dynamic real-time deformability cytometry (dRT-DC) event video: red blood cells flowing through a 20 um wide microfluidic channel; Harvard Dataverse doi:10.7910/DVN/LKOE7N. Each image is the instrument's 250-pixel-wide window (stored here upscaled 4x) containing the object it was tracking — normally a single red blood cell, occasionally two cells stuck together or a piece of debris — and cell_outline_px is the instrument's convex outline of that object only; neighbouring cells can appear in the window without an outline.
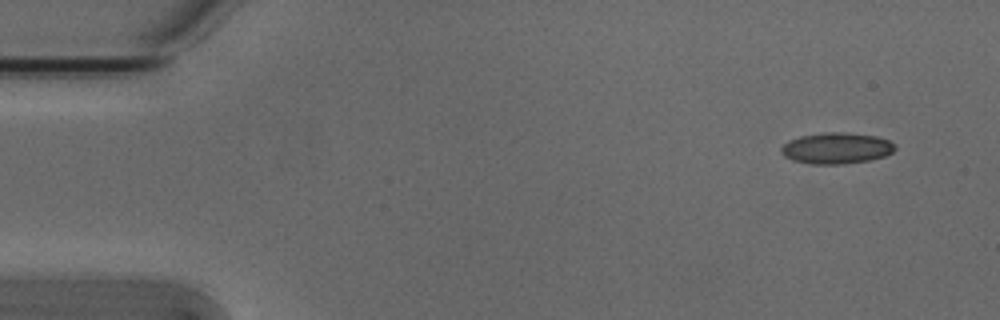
{"species": "Egyptian fruit bat (a non-hibernating species)", "species_latin": "Rousettus aegyptiacus", "temperature_condition": "cold", "stored_images_in_passage": 4, "camera_frame_rate_fps": 3000, "um_per_image_px": 0.085, "animal": {"sex": "male"}, "frame": {"image": 1, "passage_image": 1, "time_ms": 0.0, "image_size_px": [1000, 320], "cell_outline_px": [[896, 148], [892, 152], [884, 156], [868, 160], [844, 164], [812, 164], [792, 160], [784, 156], [780, 152], [780, 148], [788, 140], [800, 136], [824, 132], [848, 132], [876, 136], [888, 140]], "centroid_in_image_um": [71.06, 12.59], "position_along_channel_um": 13.9, "area_um2": 20.69}}
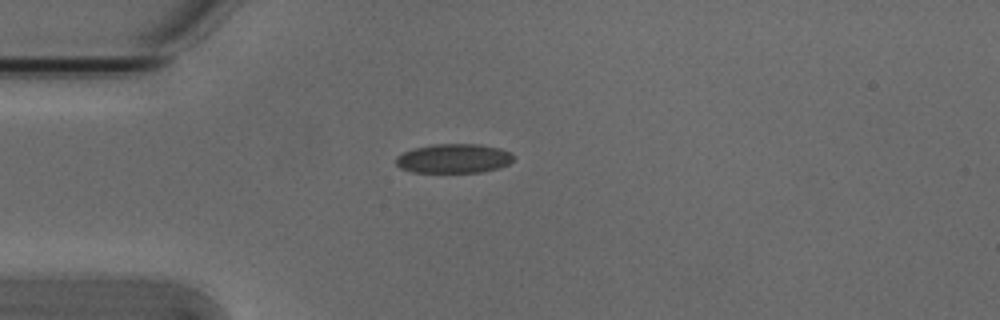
{"frame": {"image": 2, "passage_image": 4, "time_ms": 1.0, "image_size_px": [1000, 320], "cell_outline_px": [[512, 160], [508, 164], [500, 168], [480, 172], [412, 172], [400, 168], [396, 164], [396, 156], [404, 152], [416, 148], [432, 144], [480, 144], [500, 148], [508, 152], [512, 156]], "centroid_in_image_um": [38.55, 13.47], "position_along_channel_um": 46.5, "area_um2": 19.94}}